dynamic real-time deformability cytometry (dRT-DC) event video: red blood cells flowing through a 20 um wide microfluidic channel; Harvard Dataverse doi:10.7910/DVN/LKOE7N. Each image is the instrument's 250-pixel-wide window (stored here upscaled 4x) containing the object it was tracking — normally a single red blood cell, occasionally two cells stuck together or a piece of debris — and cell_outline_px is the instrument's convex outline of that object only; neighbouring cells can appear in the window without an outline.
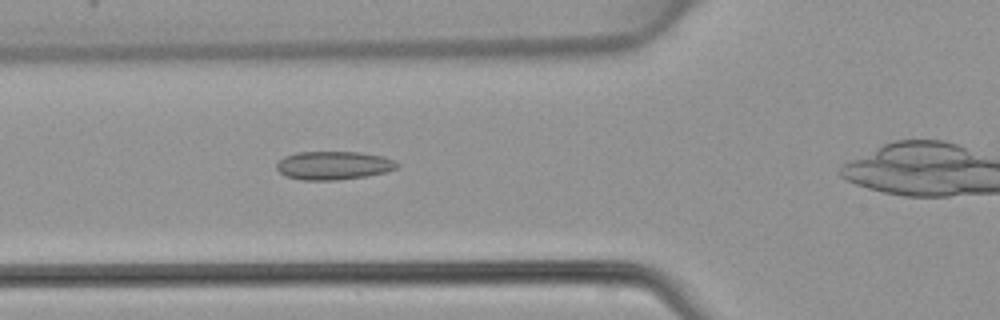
{"species": "common noctule bat (a hibernating species)", "species_latin": "Nyctalus noctula", "temperature_condition": "warm", "stored_images_in_passage": 31, "camera_frame_rate_fps": 3000, "um_per_image_px": 0.085, "animal": {"sex": "female", "body_mass_g": 22.7, "forearm_length_mm": 54.2}, "frame": {"image": 1, "passage_image": 10, "time_ms": 3.0, "image_size_px": [1000, 320], "cell_outline_px": [[400, 164], [396, 168], [384, 172], [368, 176], [336, 180], [300, 180], [284, 176], [276, 168], [276, 164], [284, 156], [296, 152], [360, 152], [384, 156]], "centroid_in_image_um": [28.32, 14.06], "position_along_channel_um": 97.5, "area_um2": 20.06}}
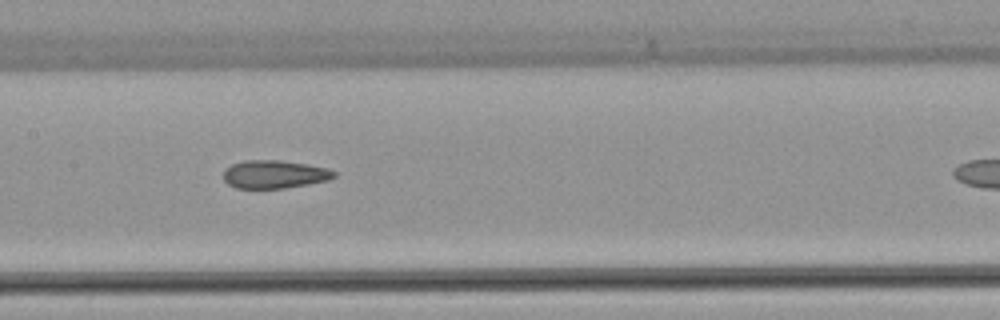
{"frame": {"image": 2, "passage_image": 16, "time_ms": 5.0, "image_size_px": [1000, 320], "cell_outline_px": [[336, 176], [328, 180], [308, 184], [284, 188], [236, 188], [228, 184], [224, 180], [224, 168], [232, 164], [244, 160], [280, 160], [308, 164], [328, 168], [336, 172]], "centroid_in_image_um": [23.32, 14.81], "position_along_channel_um": 184.1, "area_um2": 18.21}}
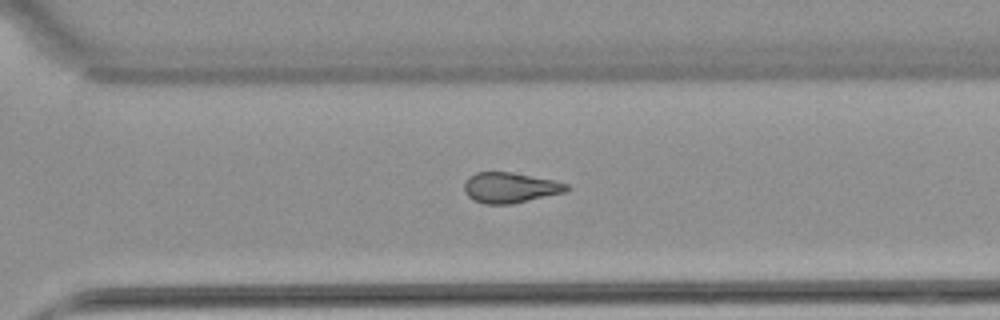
{"frame": {"image": 3, "passage_image": 26, "time_ms": 8.333, "image_size_px": [1000, 320], "cell_outline_px": [[572, 188], [564, 192], [512, 204], [484, 204], [472, 200], [464, 192], [464, 180], [468, 176], [476, 172], [512, 172], [552, 180], [568, 184]], "centroid_in_image_um": [43.31, 15.95], "position_along_channel_um": 327.3, "area_um2": 18.26}}